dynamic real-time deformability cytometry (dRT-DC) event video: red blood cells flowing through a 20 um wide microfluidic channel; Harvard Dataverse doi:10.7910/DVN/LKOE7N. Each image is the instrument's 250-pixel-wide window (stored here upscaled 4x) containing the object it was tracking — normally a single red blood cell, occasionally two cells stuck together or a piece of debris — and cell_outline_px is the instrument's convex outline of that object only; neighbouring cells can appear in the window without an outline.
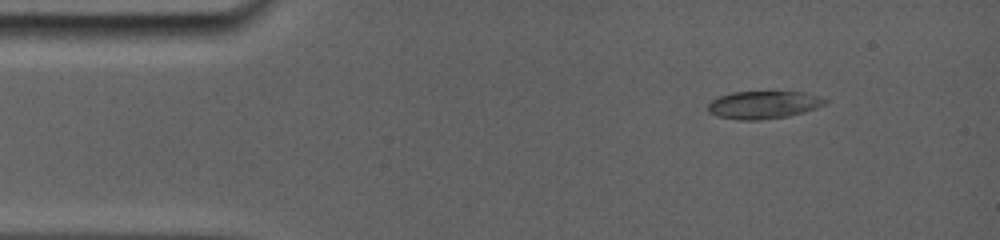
{"species": "common noctule bat (a hibernating species)", "species_latin": "Nyctalus noctula", "temperature_condition": "room temperature", "stored_images_in_passage": 7, "camera_frame_rate_fps": 5000, "um_per_image_px": 0.085, "animal": {"sex": "female", "body_mass_g": 19.0, "forearm_length_mm": 56.7}, "frame": {"image": 1, "passage_image": 3, "time_ms": 1.2, "image_size_px": [1000, 240], "cell_outline_px": [[828, 100], [824, 104], [816, 108], [784, 116], [752, 120], [748, 120], [720, 116], [708, 112], [708, 104], [716, 96], [732, 92], [804, 92], [820, 96]], "centroid_in_image_um": [64.87, 8.88], "position_along_channel_um": 20.1, "area_um2": 18.44}}